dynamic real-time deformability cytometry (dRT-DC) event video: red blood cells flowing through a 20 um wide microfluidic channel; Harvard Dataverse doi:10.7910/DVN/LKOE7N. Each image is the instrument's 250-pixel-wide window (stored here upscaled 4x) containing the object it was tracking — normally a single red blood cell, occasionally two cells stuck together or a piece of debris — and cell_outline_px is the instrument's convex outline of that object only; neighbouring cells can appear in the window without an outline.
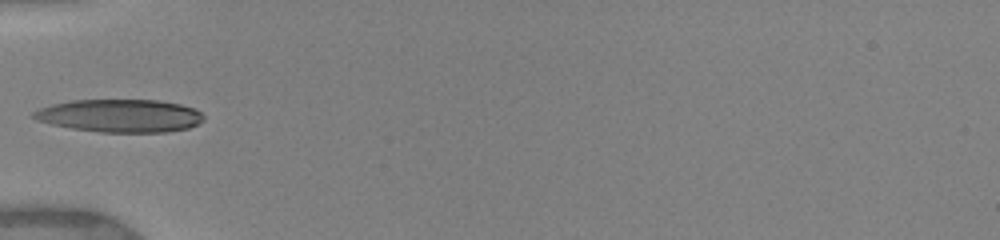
{"species": "human", "species_latin": "Homo sapiens", "temperature_condition": "warm", "stored_images_in_passage": 18, "camera_frame_rate_fps": 3000, "um_per_image_px": 0.085, "donor": {"sex": "female"}, "frame": {"image": 1, "passage_image": 1, "time_ms": 0.0, "image_size_px": [1000, 240], "cell_outline_px": [[204, 120], [188, 128], [168, 132], [100, 132], [72, 128], [52, 124], [36, 120], [32, 116], [32, 112], [40, 108], [52, 104], [72, 100], [160, 100], [180, 104], [196, 108], [204, 116]], "centroid_in_image_um": [10.22, 9.83], "position_along_channel_um": 74.8, "area_um2": 32.66}}